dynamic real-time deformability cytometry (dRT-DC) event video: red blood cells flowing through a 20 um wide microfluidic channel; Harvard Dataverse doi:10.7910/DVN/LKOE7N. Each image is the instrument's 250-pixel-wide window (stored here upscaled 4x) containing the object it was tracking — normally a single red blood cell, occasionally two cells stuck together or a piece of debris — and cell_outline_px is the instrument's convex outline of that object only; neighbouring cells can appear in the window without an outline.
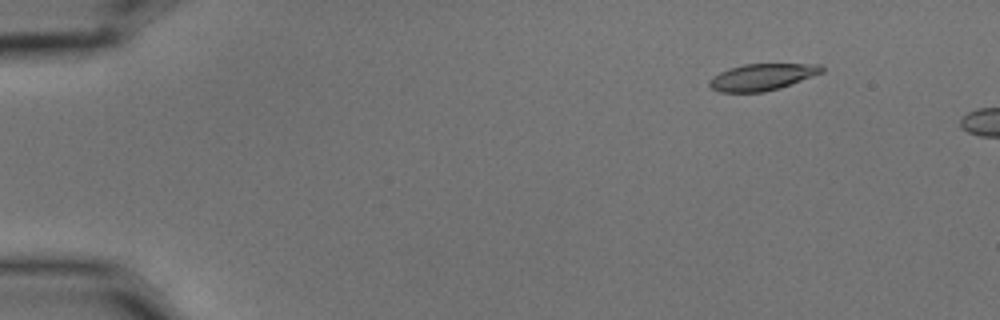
{"species": "common noctule bat (a hibernating species)", "species_latin": "Nyctalus noctula", "temperature_condition": "cold", "stored_images_in_passage": 5, "camera_frame_rate_fps": 3000, "um_per_image_px": 0.085, "animal": {"sex": "male", "body_mass_g": 15.6}, "frame": {"image": 1, "passage_image": 2, "time_ms": 0.333, "image_size_px": [1000, 320], "cell_outline_px": [[824, 72], [780, 88], [764, 92], [720, 92], [712, 88], [708, 84], [708, 80], [720, 72], [728, 68], [744, 64], [824, 64]], "centroid_in_image_um": [64.79, 6.54], "position_along_channel_um": 20.2, "area_um2": 17.51}}